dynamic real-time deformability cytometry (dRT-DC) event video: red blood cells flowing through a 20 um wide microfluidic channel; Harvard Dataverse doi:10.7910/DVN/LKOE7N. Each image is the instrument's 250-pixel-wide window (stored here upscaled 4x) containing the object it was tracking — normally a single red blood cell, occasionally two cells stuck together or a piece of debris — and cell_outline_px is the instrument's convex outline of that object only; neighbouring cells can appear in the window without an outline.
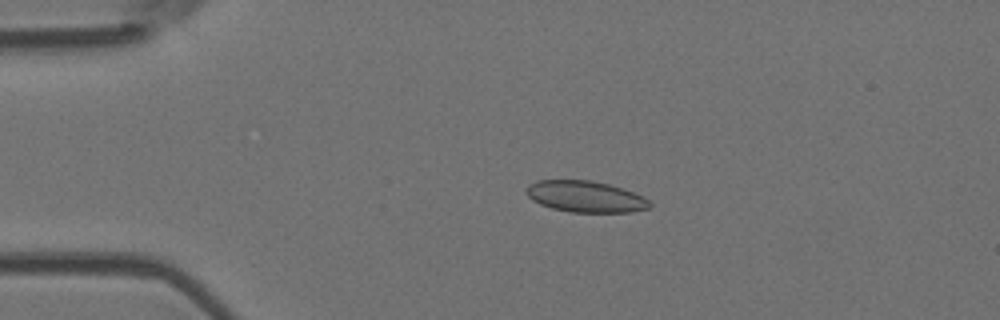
{"species": "Egyptian fruit bat (a non-hibernating species)", "species_latin": "Rousettus aegyptiacus", "temperature_condition": "room temperature", "stored_images_in_passage": 5, "camera_frame_rate_fps": 3000, "um_per_image_px": 0.085, "animal": {"sex": "female"}, "frame": {"image": 1, "passage_image": 4, "time_ms": 3.333, "image_size_px": [1000, 320], "cell_outline_px": [[652, 204], [648, 208], [632, 212], [572, 212], [552, 208], [540, 204], [532, 200], [524, 192], [528, 184], [536, 180], [592, 180], [608, 184], [644, 196]], "centroid_in_image_um": [49.73, 16.7], "position_along_channel_um": 35.3, "area_um2": 22.54}}